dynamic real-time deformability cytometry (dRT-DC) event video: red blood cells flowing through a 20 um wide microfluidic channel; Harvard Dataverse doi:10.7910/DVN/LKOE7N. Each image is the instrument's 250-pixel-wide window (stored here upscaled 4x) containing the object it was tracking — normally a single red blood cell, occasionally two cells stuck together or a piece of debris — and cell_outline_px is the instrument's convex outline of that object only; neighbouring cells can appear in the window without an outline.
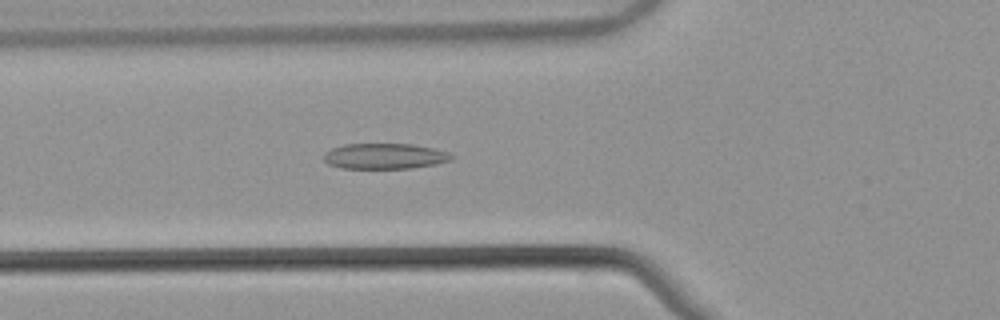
{"species": "common noctule bat (a hibernating species)", "species_latin": "Nyctalus noctula", "temperature_condition": "warm", "stored_images_in_passage": 52, "camera_frame_rate_fps": 3000, "um_per_image_px": 0.085, "animal": {"sex": "male", "body_mass_g": 21.5, "forearm_length_mm": 52.0}, "frame": {"image": 1, "passage_image": 19, "time_ms": 6.0, "image_size_px": [1000, 320], "cell_outline_px": [[452, 160], [436, 164], [412, 168], [340, 168], [328, 164], [324, 160], [324, 152], [332, 148], [344, 144], [412, 144], [432, 148], [448, 152], [452, 156]], "centroid_in_image_um": [32.67, 13.27], "position_along_channel_um": 93.1, "area_um2": 19.02}}
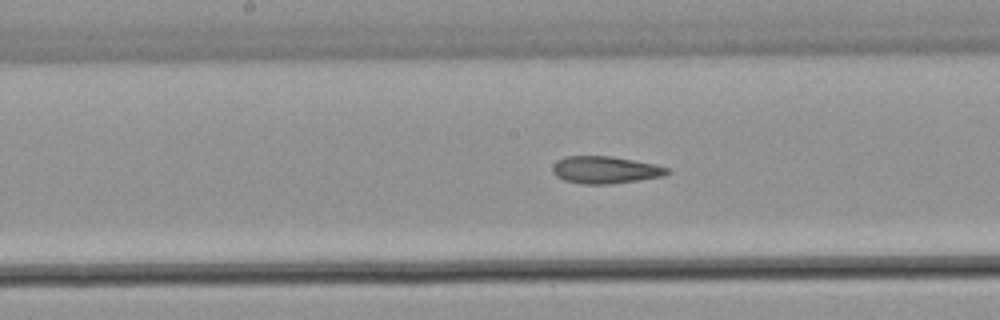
{"frame": {"image": 2, "passage_image": 27, "time_ms": 8.667, "image_size_px": [1000, 320], "cell_outline_px": [[672, 172], [664, 176], [612, 184], [584, 184], [564, 180], [556, 176], [552, 172], [552, 168], [556, 160], [564, 156], [612, 156], [652, 164], [668, 168]], "centroid_in_image_um": [51.42, 14.44], "position_along_channel_um": 196.8, "area_um2": 18.21}}
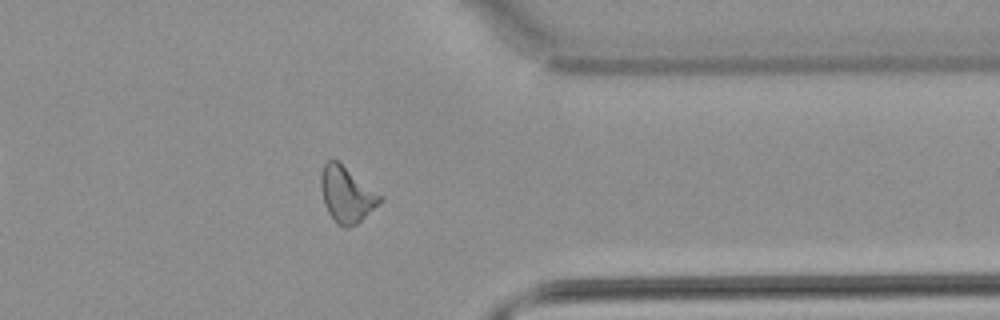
{"frame": {"image": 3, "passage_image": 42, "time_ms": 13.667, "image_size_px": [1000, 320], "cell_outline_px": [[384, 200], [356, 224], [348, 228], [344, 228], [336, 224], [328, 212], [324, 204], [320, 188], [320, 176], [324, 164], [328, 160], [336, 160], [384, 196]], "centroid_in_image_um": [29.47, 16.55], "position_along_channel_um": 381.9, "area_um2": 19.31}, "authors_computed_cell_mechanics": {"area_um2": 19.1318, "velocity_mm_per_s": 3.8756, "shape_relaxation_time_tau1_ms": null, "shape_relaxation_time_tau2_ms": 3.5642, "deformation_change_tau1": null, "deformation_change_tau2": 0.118}}